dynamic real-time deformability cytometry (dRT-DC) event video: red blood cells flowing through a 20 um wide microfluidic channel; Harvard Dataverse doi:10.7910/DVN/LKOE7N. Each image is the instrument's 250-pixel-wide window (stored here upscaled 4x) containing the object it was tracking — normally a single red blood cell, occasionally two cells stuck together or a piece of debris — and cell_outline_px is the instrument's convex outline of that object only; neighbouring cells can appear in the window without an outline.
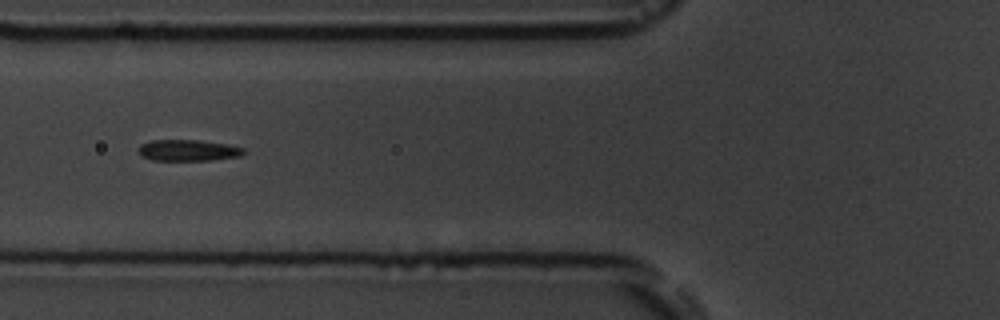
{"species": "common noctule bat (a hibernating species)", "species_latin": "Nyctalus noctula", "temperature_condition": "room temperature", "stored_images_in_passage": 14, "camera_frame_rate_fps": 3000, "um_per_image_px": 0.085, "animal": {"sex": "male", "body_mass_g": 19.5, "forearm_length_mm": 54.6}, "frame": {"image": 1, "passage_image": 5, "time_ms": 5.667, "image_size_px": [1000, 320], "cell_outline_px": [[244, 152], [240, 156], [212, 160], [152, 160], [140, 156], [136, 148], [140, 144], [152, 140], [200, 140], [228, 144], [244, 148]], "centroid_in_image_um": [15.94, 12.77], "position_along_channel_um": 109.9, "area_um2": 13.18}}
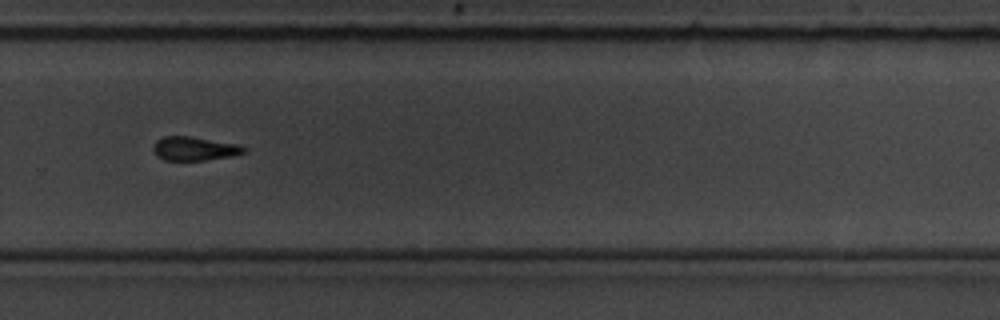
{"frame": {"image": 2, "passage_image": 10, "time_ms": 11.333, "image_size_px": [1000, 320], "cell_outline_px": [[244, 152], [232, 156], [204, 160], [164, 160], [156, 156], [152, 148], [152, 144], [156, 140], [164, 136], [188, 136], [240, 144], [244, 148]], "centroid_in_image_um": [16.47, 12.63], "position_along_channel_um": 313.3, "area_um2": 12.6}}
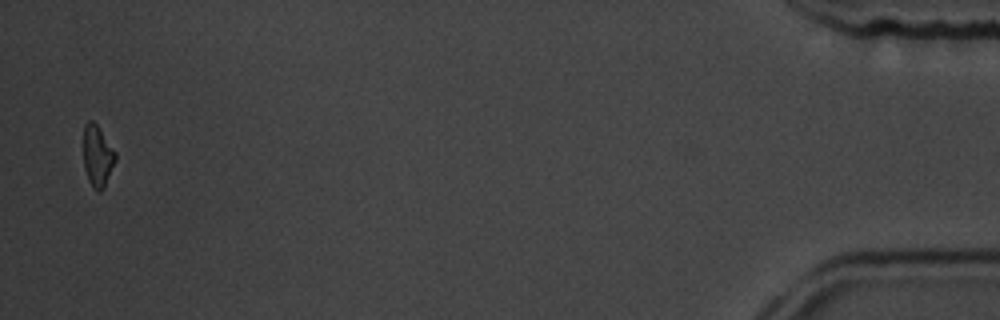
{"frame": {"image": 3, "passage_image": 14, "time_ms": 17.0, "image_size_px": [1000, 320], "cell_outline_px": [[116, 160], [104, 188], [100, 192], [88, 180], [84, 168], [84, 124], [88, 120], [92, 120], [96, 124], [116, 152]], "centroid_in_image_um": [8.29, 13.24], "position_along_channel_um": 426.9, "area_um2": 11.27}, "authors_computed_cell_mechanics": {"area_um2": 12.8027, "velocity_mm_per_s": 3.6, "shape_relaxation_time_tau1_ms": 2.4089, "shape_relaxation_time_tau2_ms": 6.0444, "deformation_change_tau1": 0.102, "deformation_change_tau2": 0.1407}}